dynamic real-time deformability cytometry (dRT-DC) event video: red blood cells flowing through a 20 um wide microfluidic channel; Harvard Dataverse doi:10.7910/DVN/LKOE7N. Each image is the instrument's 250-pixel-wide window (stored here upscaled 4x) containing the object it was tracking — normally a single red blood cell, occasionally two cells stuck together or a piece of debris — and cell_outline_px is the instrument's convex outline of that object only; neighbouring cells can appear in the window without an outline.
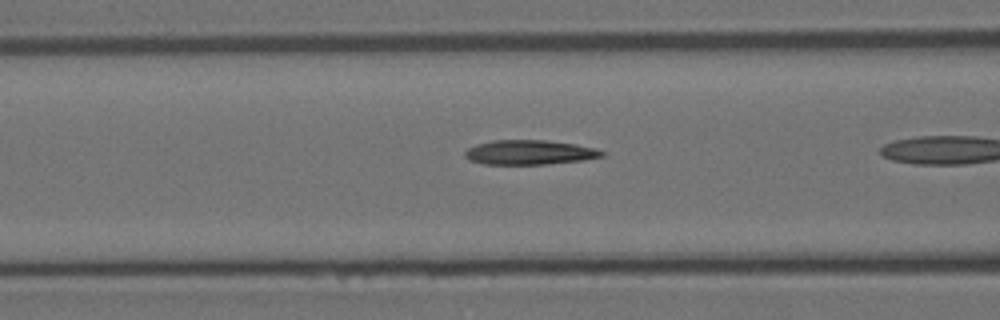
{"species": "Egyptian fruit bat (a non-hibernating species)", "species_latin": "Rousettus aegyptiacus", "temperature_condition": "room temperature", "stored_images_in_passage": 30, "camera_frame_rate_fps": 3000, "um_per_image_px": 0.085, "animal": {"sex": "female"}, "frame": {"image": 1, "passage_image": 10, "time_ms": 3.0, "image_size_px": [1000, 320], "cell_outline_px": [[604, 156], [584, 160], [544, 164], [484, 164], [468, 160], [464, 156], [464, 152], [468, 148], [476, 144], [492, 140], [544, 140], [572, 144], [596, 148], [604, 152]], "centroid_in_image_um": [44.96, 12.95], "position_along_channel_um": 121.6, "area_um2": 19.54}}
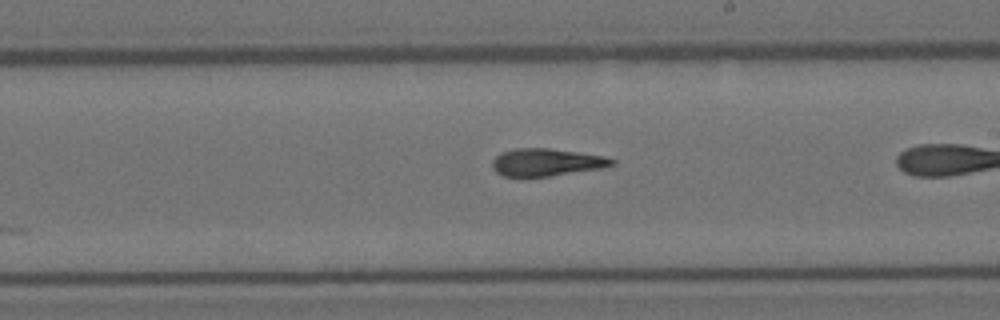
{"frame": {"image": 2, "passage_image": 20, "time_ms": 6.333, "image_size_px": [1000, 320], "cell_outline_px": [[616, 164], [604, 168], [548, 176], [504, 176], [496, 172], [492, 168], [492, 160], [500, 152], [516, 148], [548, 148], [604, 156], [616, 160]], "centroid_in_image_um": [46.45, 13.79], "position_along_channel_um": 242.5, "area_um2": 19.13}}
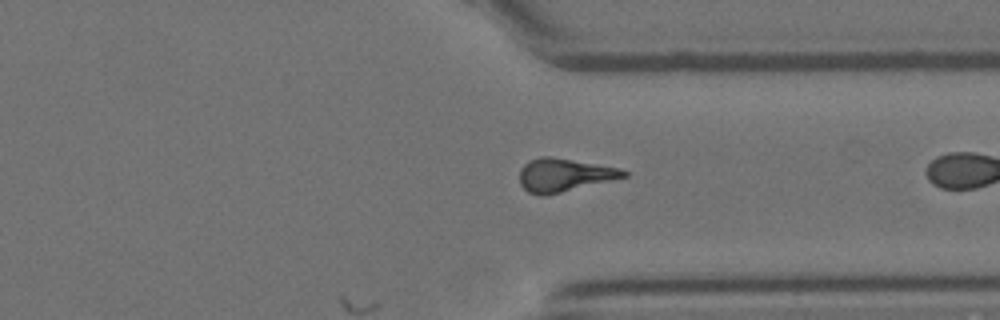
{"frame": {"image": 3, "passage_image": 30, "time_ms": 9.667, "image_size_px": [1000, 320], "cell_outline_px": [[628, 176], [544, 196], [528, 192], [520, 184], [520, 168], [528, 160], [540, 156], [548, 156], [620, 168], [628, 172]], "centroid_in_image_um": [47.92, 14.87], "position_along_channel_um": 363.5, "area_um2": 19.88}, "authors_computed_cell_mechanics": {"area_um2": 19.2474, "velocity_mm_per_s": 3.6297, "shape_relaxation_time_tau1_ms": 2.2516, "shape_relaxation_time_tau2_ms": null, "deformation_change_tau1": 0.1448, "deformation_change_tau2": null}}